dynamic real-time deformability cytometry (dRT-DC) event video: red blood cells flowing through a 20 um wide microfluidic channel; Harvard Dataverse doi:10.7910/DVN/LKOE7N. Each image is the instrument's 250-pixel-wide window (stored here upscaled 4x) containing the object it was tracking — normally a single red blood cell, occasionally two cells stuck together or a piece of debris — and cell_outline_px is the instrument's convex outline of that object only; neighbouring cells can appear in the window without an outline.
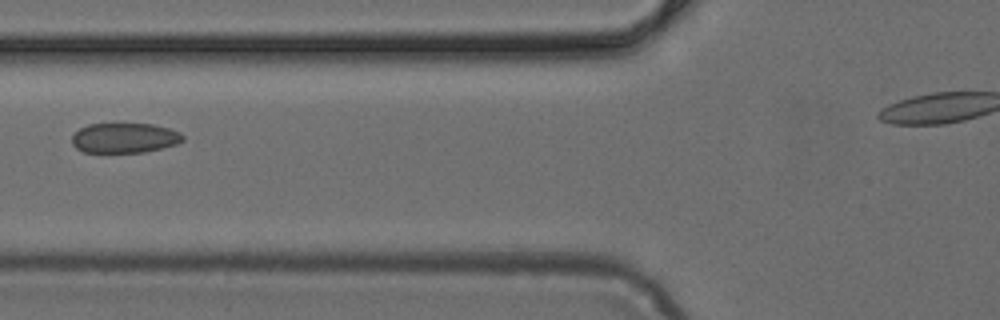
{"species": "common noctule bat (a hibernating species)", "species_latin": "Nyctalus noctula", "temperature_condition": "cold", "stored_images_in_passage": 5, "camera_frame_rate_fps": 3000, "um_per_image_px": 0.085, "animal": {"sex": "female", "body_mass_g": 24.6, "forearm_length_mm": 56.2}, "frame": {"image": 1, "passage_image": 5, "time_ms": 1.333, "image_size_px": [1000, 320], "cell_outline_px": [[184, 140], [176, 144], [144, 152], [84, 152], [76, 148], [72, 144], [72, 136], [80, 128], [88, 124], [152, 124], [168, 128], [180, 132], [184, 136]], "centroid_in_image_um": [10.58, 11.72], "position_along_channel_um": 115.2, "area_um2": 19.25}}